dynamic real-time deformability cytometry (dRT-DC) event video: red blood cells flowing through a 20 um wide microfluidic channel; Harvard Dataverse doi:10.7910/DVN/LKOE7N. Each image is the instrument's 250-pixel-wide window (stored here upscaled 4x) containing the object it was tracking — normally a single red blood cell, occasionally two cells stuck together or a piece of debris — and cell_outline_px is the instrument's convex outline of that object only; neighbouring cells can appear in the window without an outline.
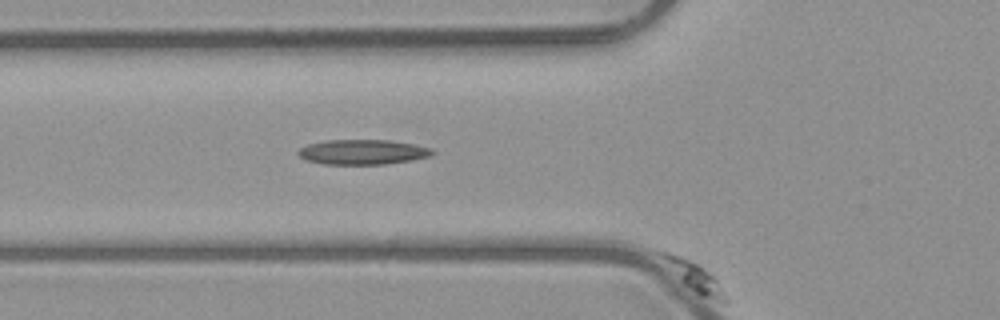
{"species": "common noctule bat (a hibernating species)", "species_latin": "Nyctalus noctula", "temperature_condition": "room temperature", "stored_images_in_passage": 12, "camera_frame_rate_fps": 3000, "um_per_image_px": 0.085, "animal": {"sex": "male", "body_mass_g": 23.1, "forearm_length_mm": 52.7}, "frame": {"image": 1, "passage_image": 12, "time_ms": 3.667, "image_size_px": [1000, 320], "cell_outline_px": [[728, 304], [724, 304], [700, 296], [684, 284], [652, 252], [672, 252], [696, 260], [712, 272], [716, 276], [728, 300]], "centroid_in_image_um": [59.0, 23.46], "position_along_channel_um": 66.8, "area_um2": 11.85}}